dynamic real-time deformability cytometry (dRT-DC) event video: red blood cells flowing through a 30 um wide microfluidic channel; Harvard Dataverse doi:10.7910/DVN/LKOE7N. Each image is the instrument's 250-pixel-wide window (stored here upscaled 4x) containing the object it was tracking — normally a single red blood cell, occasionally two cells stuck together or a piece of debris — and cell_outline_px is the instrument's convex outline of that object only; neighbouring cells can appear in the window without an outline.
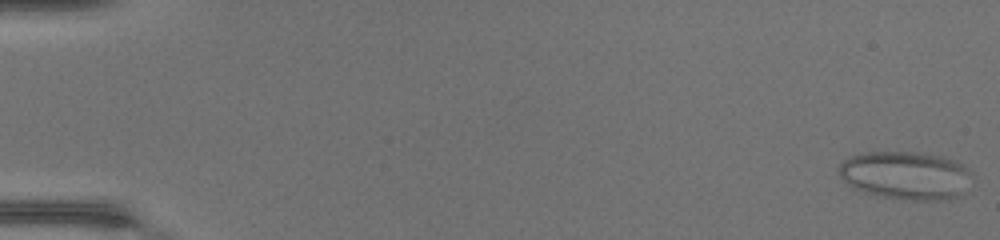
{"species": "common noctule bat (a hibernating species)", "species_latin": "Nyctalus noctula", "temperature_condition": "warm", "stored_images_in_passage": 49, "camera_frame_rate_fps": 3000, "um_per_image_px": 0.085, "animal": {"sex": "female", "body_mass_g": 17.0, "forearm_length_mm": 48.0}, "frame": {"image": 1, "passage_image": 2, "time_ms": 0.333, "image_size_px": [1000, 240], "cell_outline_px": [[964, 168], [956, 196], [924, 200], [916, 200], [888, 196], [856, 188], [840, 176], [840, 164], [844, 160], [852, 156], [868, 152], [912, 152], [936, 156], [960, 164]], "centroid_in_image_um": [76.77, 14.86], "position_along_channel_um": 8.2, "area_um2": 34.16}}
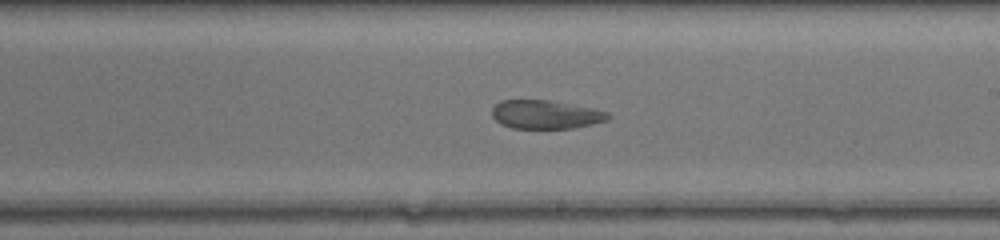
{"frame": {"image": 2, "passage_image": 30, "time_ms": 9.667, "image_size_px": [1000, 240], "cell_outline_px": [[608, 120], [592, 124], [572, 128], [512, 128], [500, 124], [492, 116], [492, 108], [500, 100], [548, 100], [608, 112]], "centroid_in_image_um": [46.31, 9.74], "position_along_channel_um": 242.7, "area_um2": 19.02}}
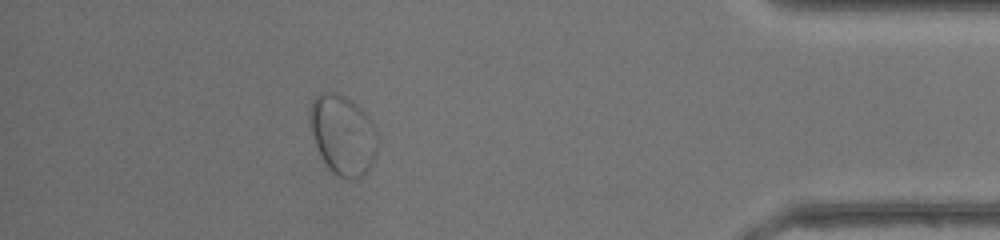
{"frame": {"image": 3, "passage_image": 44, "time_ms": 14.333, "image_size_px": [1000, 240], "cell_outline_px": [[376, 156], [368, 168], [360, 176], [348, 180], [332, 172], [328, 168], [316, 144], [312, 132], [312, 100], [316, 96], [324, 92], [336, 92], [344, 96], [364, 116], [376, 148]], "centroid_in_image_um": [29.07, 11.51], "position_along_channel_um": 406.1, "area_um2": 29.07}, "authors_computed_cell_mechanics": {"area_um2": 27.166, "velocity_mm_per_s": 4.4155, "shape_relaxation_time_tau1_ms": null, "shape_relaxation_time_tau2_ms": 0.9822, "deformation_change_tau1": null, "deformation_change_tau2": 0.0645}}